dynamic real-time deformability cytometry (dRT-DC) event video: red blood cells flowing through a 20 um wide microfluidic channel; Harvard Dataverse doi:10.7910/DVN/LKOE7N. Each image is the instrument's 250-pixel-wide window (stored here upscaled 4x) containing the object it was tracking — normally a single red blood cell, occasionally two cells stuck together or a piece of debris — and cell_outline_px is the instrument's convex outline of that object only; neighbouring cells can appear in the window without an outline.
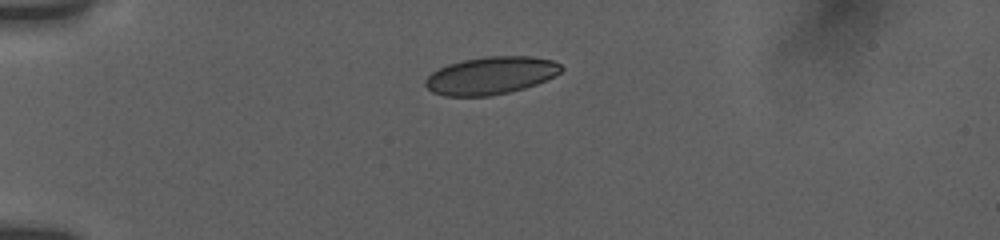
{"species": "human", "species_latin": "Homo sapiens", "temperature_condition": "room temperature", "stored_images_in_passage": 12, "camera_frame_rate_fps": 3000, "um_per_image_px": 0.085, "donor": {"sex": "female"}, "frame": {"image": 1, "passage_image": 1, "time_ms": 0.0, "image_size_px": [1000, 240], "cell_outline_px": [[564, 68], [560, 72], [536, 84], [524, 88], [508, 92], [488, 96], [444, 96], [432, 92], [424, 84], [424, 80], [432, 72], [448, 64], [464, 60], [484, 56], [532, 56], [552, 60], [560, 64]], "centroid_in_image_um": [41.7, 6.41], "position_along_channel_um": 43.3, "area_um2": 29.65}}
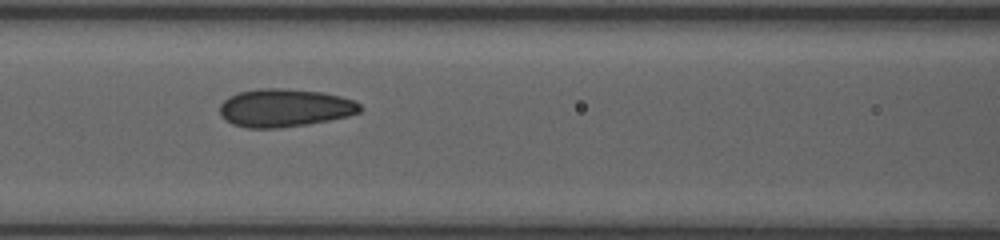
{"frame": {"image": 2, "passage_image": 9, "time_ms": 3.667, "image_size_px": [1000, 240], "cell_outline_px": [[364, 108], [360, 112], [348, 116], [308, 124], [280, 128], [248, 128], [232, 124], [224, 120], [220, 116], [220, 104], [228, 96], [240, 92], [260, 88], [288, 88], [324, 92], [340, 96], [352, 100], [360, 104]], "centroid_in_image_um": [24.19, 9.17], "position_along_channel_um": 142.4, "area_um2": 31.39}}
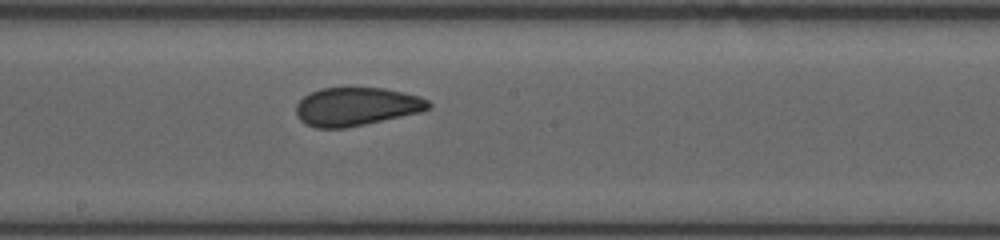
{"frame": {"image": 3, "passage_image": 12, "time_ms": 5.667, "image_size_px": [1000, 240], "cell_outline_px": [[432, 108], [420, 112], [364, 124], [344, 128], [316, 128], [304, 124], [296, 116], [296, 104], [304, 96], [320, 88], [384, 88], [404, 92], [420, 96], [428, 100], [432, 104]], "centroid_in_image_um": [30.29, 9.06], "position_along_channel_um": 217.9, "area_um2": 29.65}}